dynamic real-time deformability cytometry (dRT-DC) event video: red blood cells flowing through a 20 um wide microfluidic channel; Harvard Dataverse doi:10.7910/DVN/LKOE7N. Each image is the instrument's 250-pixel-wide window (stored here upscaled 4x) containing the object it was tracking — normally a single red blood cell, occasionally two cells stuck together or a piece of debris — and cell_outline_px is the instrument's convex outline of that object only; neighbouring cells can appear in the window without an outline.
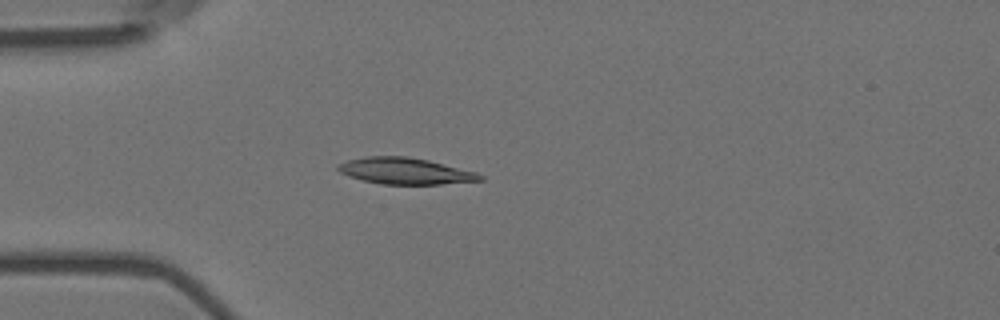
{"species": "Egyptian fruit bat (a non-hibernating species)", "species_latin": "Rousettus aegyptiacus", "temperature_condition": "room temperature", "stored_images_in_passage": 8, "camera_frame_rate_fps": 3000, "um_per_image_px": 0.085, "animal": {"sex": "female"}, "frame": {"image": 1, "passage_image": 4, "time_ms": 1.0, "image_size_px": [1000, 320], "cell_outline_px": [[484, 180], [440, 184], [384, 184], [364, 180], [348, 176], [340, 172], [336, 168], [336, 164], [348, 160], [364, 156], [408, 156], [428, 160], [476, 172], [484, 176]], "centroid_in_image_um": [34.42, 14.53], "position_along_channel_um": 50.6, "area_um2": 21.79}}
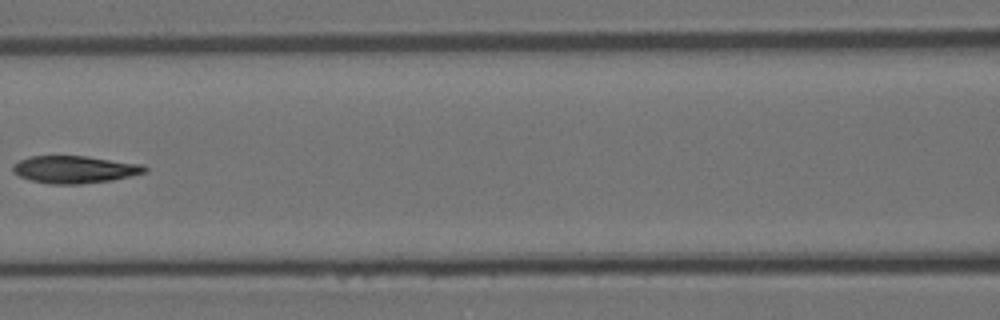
{"frame": {"image": 2, "passage_image": 7, "time_ms": 2.0, "image_size_px": [1000, 320], "cell_outline_px": [[148, 172], [112, 180], [80, 184], [52, 184], [32, 180], [20, 176], [12, 172], [12, 164], [20, 160], [32, 156], [84, 156], [144, 164], [148, 168]], "centroid_in_image_um": [6.37, 14.4], "position_along_channel_um": 160.2, "area_um2": 21.04}}
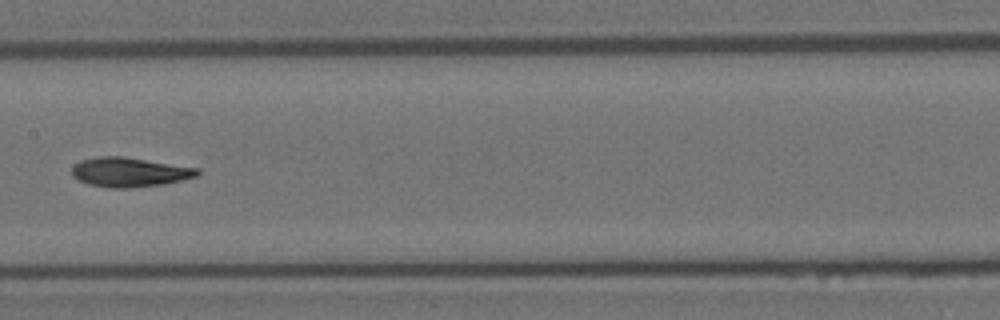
{"frame": {"image": 3, "passage_image": 8, "time_ms": 2.333, "image_size_px": [1000, 320], "cell_outline_px": [[200, 176], [164, 184], [128, 188], [108, 188], [88, 184], [72, 176], [72, 164], [80, 160], [96, 156], [124, 156], [200, 168]], "centroid_in_image_um": [11.02, 14.62], "position_along_channel_um": 196.4, "area_um2": 21.91}}